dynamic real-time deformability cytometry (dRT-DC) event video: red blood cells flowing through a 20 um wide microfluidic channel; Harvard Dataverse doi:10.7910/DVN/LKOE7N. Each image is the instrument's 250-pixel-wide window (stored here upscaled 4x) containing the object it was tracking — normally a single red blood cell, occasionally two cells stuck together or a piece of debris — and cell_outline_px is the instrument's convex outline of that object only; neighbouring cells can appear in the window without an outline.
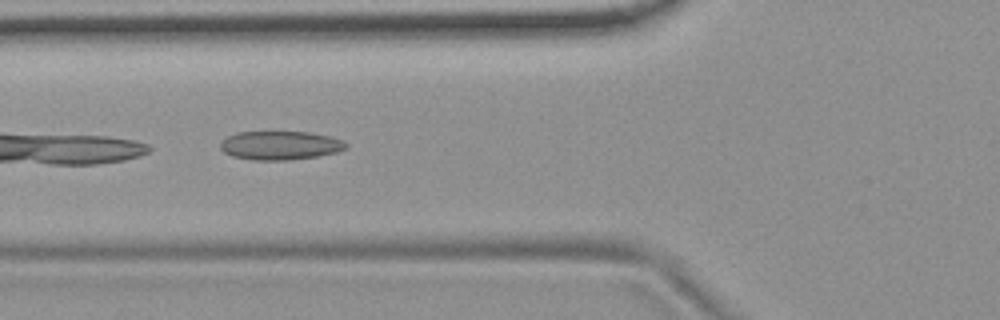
{"species": "common noctule bat (a hibernating species)", "species_latin": "Nyctalus noctula", "temperature_condition": "room temperature", "stored_images_in_passage": 24, "camera_frame_rate_fps": 3000, "um_per_image_px": 0.085, "animal": {"sex": "female", "body_mass_g": 19.9}, "frame": {"image": 1, "passage_image": 4, "time_ms": 1.0, "image_size_px": [1000, 320], "cell_outline_px": [[348, 148], [336, 152], [316, 156], [288, 160], [252, 160], [232, 156], [224, 152], [220, 148], [220, 144], [228, 136], [236, 132], [308, 132], [332, 136], [344, 140], [348, 144]], "centroid_in_image_um": [23.85, 12.35], "position_along_channel_um": 102.0, "area_um2": 21.1}}
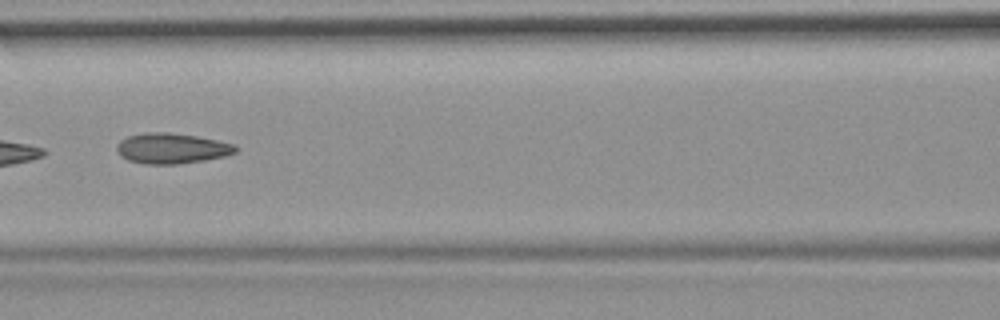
{"frame": {"image": 2, "passage_image": 8, "time_ms": 2.333, "image_size_px": [1000, 320], "cell_outline_px": [[236, 152], [224, 156], [204, 160], [176, 164], [144, 164], [128, 160], [120, 156], [116, 148], [116, 144], [120, 140], [128, 136], [144, 132], [168, 132], [196, 136], [216, 140], [232, 144], [236, 148]], "centroid_in_image_um": [14.53, 12.61], "position_along_channel_um": 152.1, "area_um2": 20.98}}